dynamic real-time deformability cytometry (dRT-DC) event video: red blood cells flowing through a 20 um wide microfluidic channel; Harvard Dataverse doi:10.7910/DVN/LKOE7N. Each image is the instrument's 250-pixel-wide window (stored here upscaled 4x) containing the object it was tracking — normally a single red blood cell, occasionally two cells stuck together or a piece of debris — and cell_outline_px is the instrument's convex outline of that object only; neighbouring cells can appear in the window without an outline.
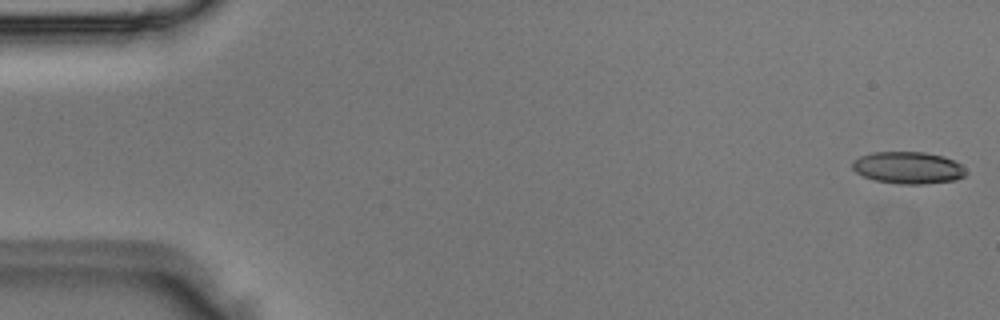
{"species": "Egyptian fruit bat (a non-hibernating species)", "species_latin": "Rousettus aegyptiacus", "temperature_condition": "room temperature", "stored_images_in_passage": 3, "camera_frame_rate_fps": 3000, "um_per_image_px": 0.085, "animal": {"sex": "male"}, "frame": {"image": 1, "passage_image": 3, "time_ms": 0.667, "image_size_px": [1000, 320], "cell_outline_px": [[964, 176], [956, 180], [924, 184], [896, 184], [876, 180], [864, 176], [856, 172], [852, 168], [852, 160], [860, 156], [872, 152], [924, 152], [944, 156], [960, 164], [964, 168]], "centroid_in_image_um": [77.16, 14.25], "position_along_channel_um": 7.8, "area_um2": 21.15}}